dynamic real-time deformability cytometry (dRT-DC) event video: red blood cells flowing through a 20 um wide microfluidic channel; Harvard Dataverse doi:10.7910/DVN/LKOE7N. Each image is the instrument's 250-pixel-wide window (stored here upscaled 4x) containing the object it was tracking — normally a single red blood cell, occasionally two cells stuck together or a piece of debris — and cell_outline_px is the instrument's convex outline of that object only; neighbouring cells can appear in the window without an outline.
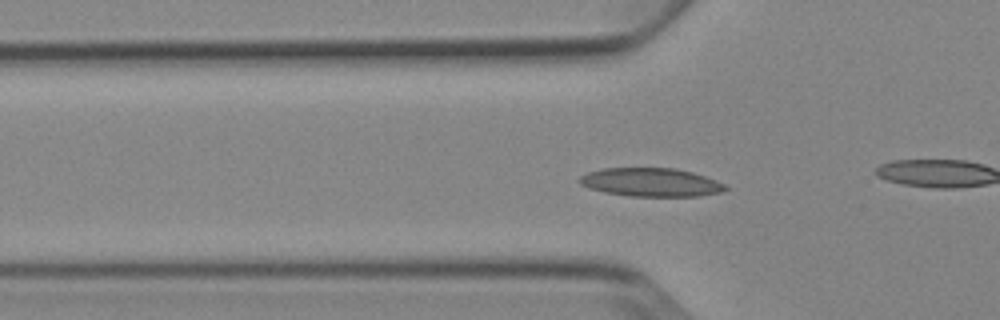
{"species": "Egyptian fruit bat (a non-hibernating species)", "species_latin": "Rousettus aegyptiacus", "temperature_condition": "cold", "stored_images_in_passage": 53, "camera_frame_rate_fps": 3000, "um_per_image_px": 0.085, "animal": {"sex": "female"}, "frame": {"image": 1, "passage_image": 17, "time_ms": 5.333, "image_size_px": [1000, 320], "cell_outline_px": [[728, 188], [720, 192], [700, 196], [628, 196], [604, 192], [588, 188], [580, 184], [576, 180], [580, 176], [588, 172], [604, 168], [676, 168], [692, 172], [716, 180], [724, 184]], "centroid_in_image_um": [55.29, 15.49], "position_along_channel_um": 70.5, "area_um2": 24.28}}
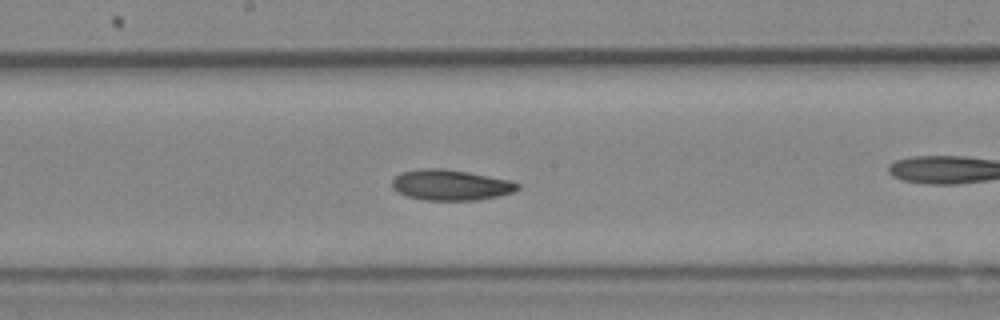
{"frame": {"image": 2, "passage_image": 28, "time_ms": 9.0, "image_size_px": [1000, 320], "cell_outline_px": [[520, 188], [512, 192], [480, 200], [424, 200], [408, 196], [396, 192], [392, 188], [392, 180], [400, 172], [420, 168], [444, 168], [468, 172], [508, 180], [520, 184]], "centroid_in_image_um": [38.26, 15.72], "position_along_channel_um": 209.9, "area_um2": 22.43}}
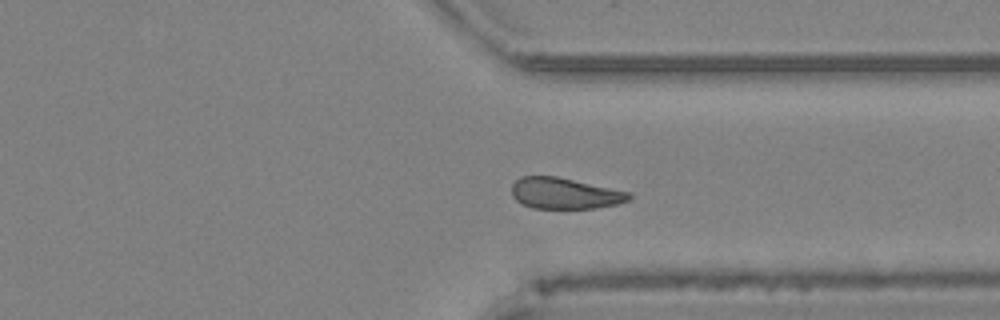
{"frame": {"image": 3, "passage_image": 40, "time_ms": 13.0, "image_size_px": [1000, 320], "cell_outline_px": [[632, 196], [628, 200], [616, 204], [596, 208], [532, 208], [520, 204], [512, 196], [512, 184], [520, 176], [556, 176], [628, 192]], "centroid_in_image_um": [47.94, 16.44], "position_along_channel_um": 363.5, "area_um2": 21.1}, "authors_computed_cell_mechanics": {"area_um2": 22.4264, "velocity_mm_per_s": 3.8198, "shape_relaxation_time_tau1_ms": 6.5945, "shape_relaxation_time_tau2_ms": null, "deformation_change_tau1": 0.1259, "deformation_change_tau2": null}}